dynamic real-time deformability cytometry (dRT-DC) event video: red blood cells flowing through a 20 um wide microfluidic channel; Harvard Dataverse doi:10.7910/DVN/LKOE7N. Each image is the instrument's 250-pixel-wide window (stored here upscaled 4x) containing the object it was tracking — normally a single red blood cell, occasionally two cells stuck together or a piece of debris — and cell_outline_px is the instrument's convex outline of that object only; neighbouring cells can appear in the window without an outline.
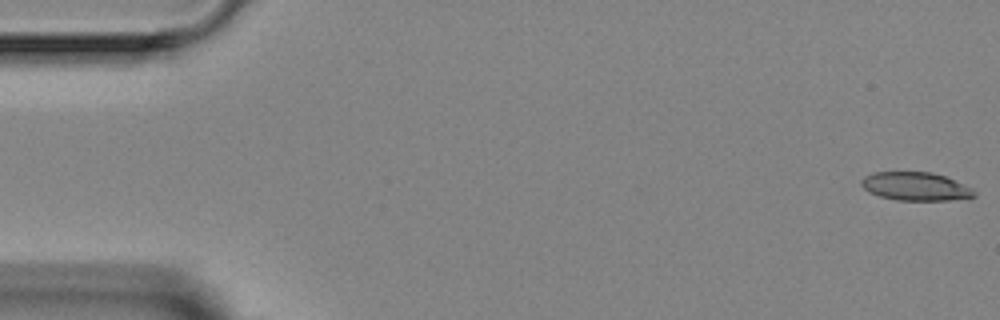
{"species": "Egyptian fruit bat (a non-hibernating species)", "species_latin": "Rousettus aegyptiacus", "temperature_condition": "room temperature", "stored_images_in_passage": 5, "segment_of_instrument_passage": [1, 2], "camera_frame_rate_fps": 3000, "um_per_image_px": 0.085, "animal": {"sex": "female"}, "frame": {"image": 1, "passage_image": 1, "time_ms": 0.0, "image_size_px": [1000, 320], "cell_outline_px": [[976, 196], [948, 200], [896, 200], [880, 196], [868, 192], [860, 184], [860, 180], [864, 176], [872, 172], [932, 172], [944, 176], [972, 188], [976, 192]], "centroid_in_image_um": [77.78, 15.84], "position_along_channel_um": 7.2, "area_um2": 18.61}}
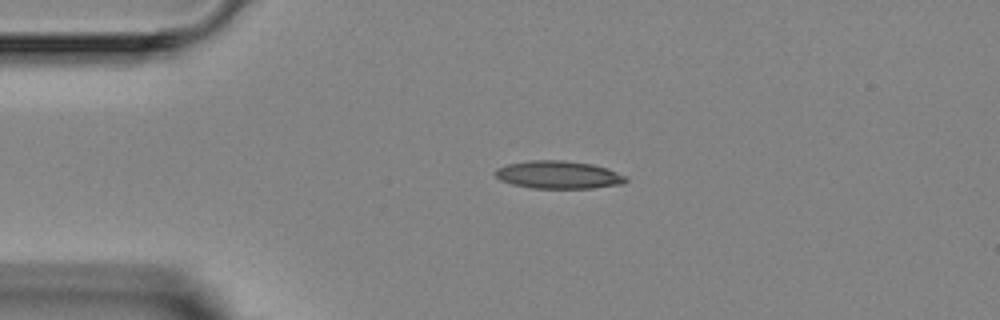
{"frame": {"image": 2, "passage_image": 4, "time_ms": 3.333, "image_size_px": [1000, 320], "cell_outline_px": [[628, 180], [624, 184], [592, 188], [532, 188], [512, 184], [500, 180], [492, 172], [496, 168], [508, 164], [528, 160], [564, 160], [592, 164], [608, 168], [628, 176]], "centroid_in_image_um": [47.49, 14.85], "position_along_channel_um": 37.5, "area_um2": 21.44}}